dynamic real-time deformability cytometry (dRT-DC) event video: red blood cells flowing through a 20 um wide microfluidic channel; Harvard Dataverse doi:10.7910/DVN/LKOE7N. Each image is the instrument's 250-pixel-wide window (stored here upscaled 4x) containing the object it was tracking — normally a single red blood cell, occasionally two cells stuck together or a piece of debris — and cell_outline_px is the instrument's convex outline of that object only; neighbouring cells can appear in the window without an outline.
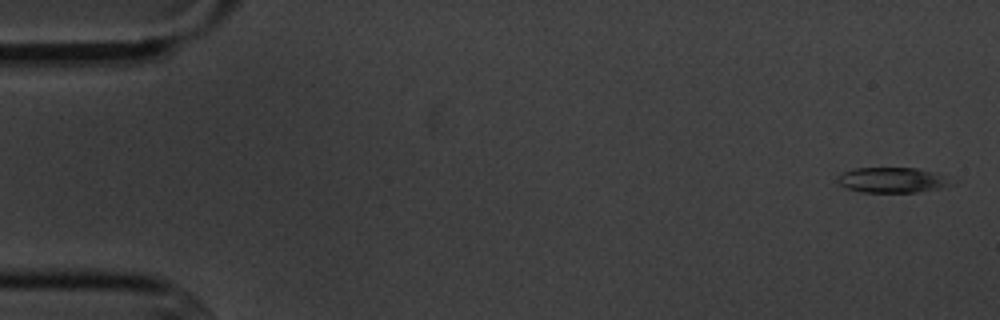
{"species": "common noctule bat (a hibernating species)", "species_latin": "Nyctalus noctula", "temperature_condition": "cold", "stored_images_in_passage": 3, "camera_frame_rate_fps": 3000, "um_per_image_px": 0.085, "animal": {"sex": "male", "body_mass_g": 20.1, "forearm_length_mm": 53.5}, "frame": {"image": 1, "passage_image": 1, "time_ms": 0.0, "image_size_px": [1000, 320], "cell_outline_px": [[944, 184], [936, 188], [916, 192], [860, 192], [848, 188], [840, 184], [836, 180], [840, 172], [856, 168], [916, 168], [932, 172], [944, 180]], "centroid_in_image_um": [75.59, 15.29], "position_along_channel_um": 9.4, "area_um2": 15.9}}